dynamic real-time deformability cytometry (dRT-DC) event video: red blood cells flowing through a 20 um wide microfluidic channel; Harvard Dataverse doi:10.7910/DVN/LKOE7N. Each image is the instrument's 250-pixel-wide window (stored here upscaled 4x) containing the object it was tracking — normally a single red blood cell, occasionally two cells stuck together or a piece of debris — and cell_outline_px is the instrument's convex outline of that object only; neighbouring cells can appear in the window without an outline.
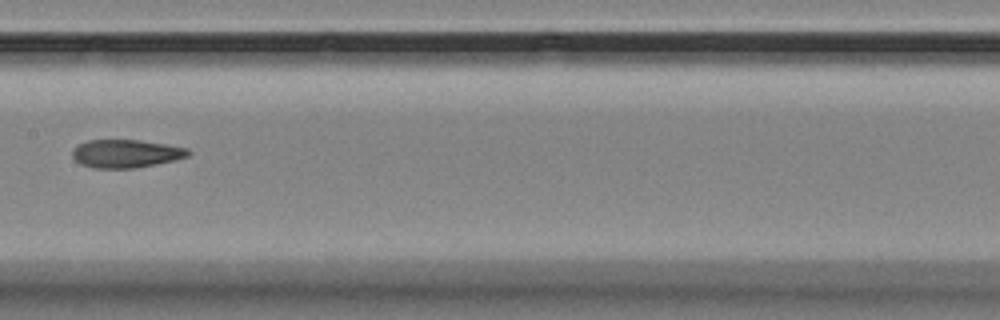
{"species": "Egyptian fruit bat (a non-hibernating species)", "species_latin": "Rousettus aegyptiacus", "temperature_condition": "room temperature", "stored_images_in_passage": 15, "camera_frame_rate_fps": 3000, "um_per_image_px": 0.085, "animal": {"sex": "female"}, "frame": {"image": 1, "passage_image": 7, "time_ms": 7.0, "image_size_px": [1000, 320], "cell_outline_px": [[188, 156], [176, 160], [136, 168], [92, 168], [80, 164], [72, 156], [72, 148], [76, 144], [88, 140], [136, 140], [164, 144], [188, 148]], "centroid_in_image_um": [10.64, 13.06], "position_along_channel_um": 196.8, "area_um2": 19.02}}
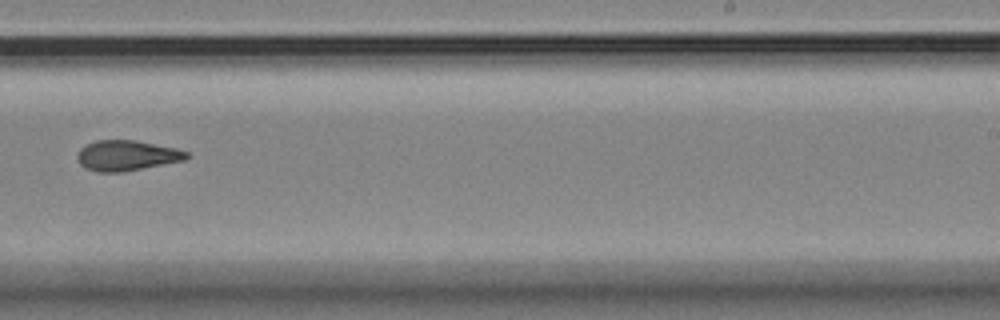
{"frame": {"image": 2, "passage_image": 9, "time_ms": 9.333, "image_size_px": [1000, 320], "cell_outline_px": [[188, 156], [184, 160], [124, 172], [96, 172], [84, 168], [80, 164], [76, 156], [80, 148], [96, 140], [136, 140], [176, 148], [188, 152]], "centroid_in_image_um": [10.74, 13.22], "position_along_channel_um": 278.3, "area_um2": 19.36}, "authors_computed_cell_mechanics": {"area_um2": 19.5942, "velocity_mm_per_s": 3.5116, "shape_relaxation_time_tau1_ms": null, "shape_relaxation_time_tau2_ms": 2.3017, "deformation_change_tau1": null, "deformation_change_tau2": 0.0738}}